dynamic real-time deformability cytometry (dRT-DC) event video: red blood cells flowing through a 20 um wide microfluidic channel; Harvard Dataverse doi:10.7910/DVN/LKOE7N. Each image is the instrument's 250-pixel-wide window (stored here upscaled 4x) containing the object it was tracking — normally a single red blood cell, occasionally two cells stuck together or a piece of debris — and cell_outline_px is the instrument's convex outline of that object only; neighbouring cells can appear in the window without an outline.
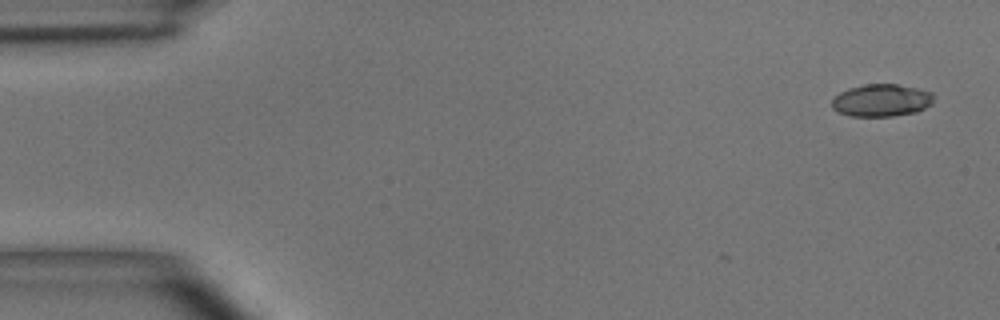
{"species": "common noctule bat (a hibernating species)", "species_latin": "Nyctalus noctula", "temperature_condition": "room temperature", "stored_images_in_passage": 5, "camera_frame_rate_fps": 3000, "um_per_image_px": 0.085, "animal": {"sex": "male", "body_mass_g": 15.6}, "frame": {"image": 1, "passage_image": 1, "time_ms": 0.0, "image_size_px": [1000, 320], "cell_outline_px": [[936, 96], [932, 104], [916, 112], [892, 116], [848, 116], [836, 112], [832, 108], [832, 100], [840, 92], [848, 88], [864, 84], [896, 84], [916, 88], [932, 92]], "centroid_in_image_um": [74.93, 8.53], "position_along_channel_um": 10.1, "area_um2": 19.42}}
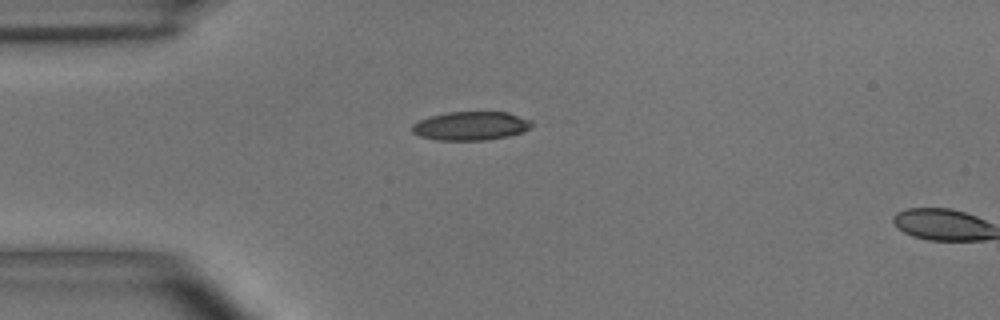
{"frame": {"image": 2, "passage_image": 4, "time_ms": 3.667, "image_size_px": [1000, 320], "cell_outline_px": [[536, 124], [532, 128], [524, 132], [508, 136], [488, 140], [436, 140], [420, 136], [412, 132], [412, 124], [428, 116], [448, 112], [508, 112], [532, 120]], "centroid_in_image_um": [40.08, 10.7], "position_along_channel_um": 44.9, "area_um2": 20.35}}